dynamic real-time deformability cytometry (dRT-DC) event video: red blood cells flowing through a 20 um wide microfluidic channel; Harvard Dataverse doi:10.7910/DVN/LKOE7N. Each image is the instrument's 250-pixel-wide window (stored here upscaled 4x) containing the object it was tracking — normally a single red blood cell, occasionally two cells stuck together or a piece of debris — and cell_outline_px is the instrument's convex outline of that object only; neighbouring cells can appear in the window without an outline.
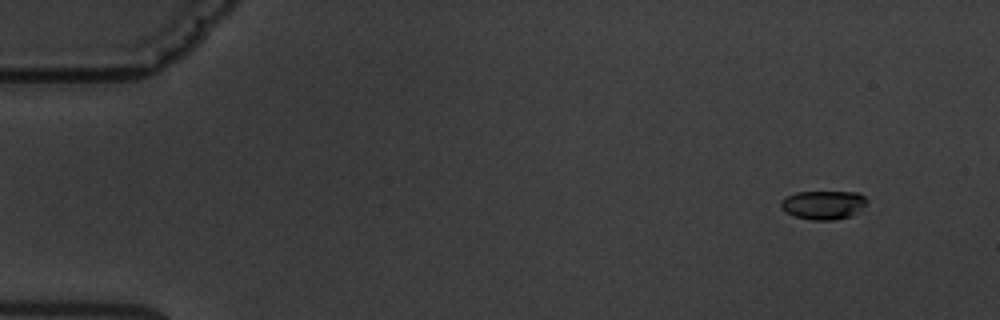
{"species": "common noctule bat (a hibernating species)", "species_latin": "Nyctalus noctula", "temperature_condition": "warm", "stored_images_in_passage": 10, "camera_frame_rate_fps": 3000, "um_per_image_px": 0.085, "animal": {"sex": "male", "body_mass_g": 19.5, "forearm_length_mm": 54.6}, "frame": {"image": 1, "passage_image": 2, "time_ms": 1.0, "image_size_px": [1000, 320], "cell_outline_px": [[868, 204], [852, 216], [832, 220], [812, 220], [796, 216], [784, 212], [780, 208], [780, 200], [784, 196], [796, 192], [856, 192], [864, 196], [868, 200]], "centroid_in_image_um": [69.97, 17.41], "position_along_channel_um": 15.0, "area_um2": 14.68}}
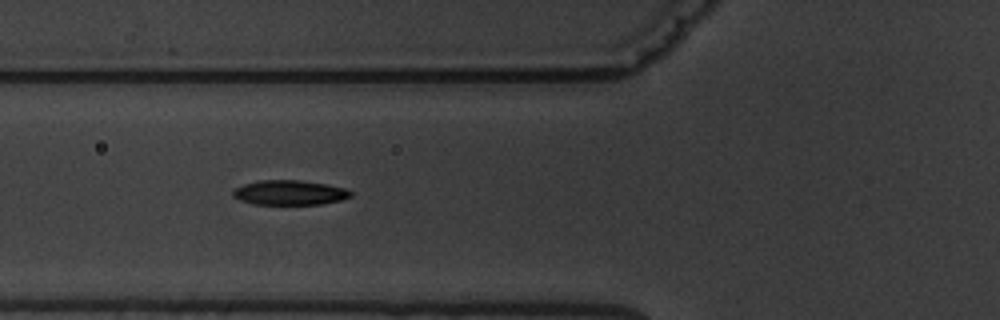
{"frame": {"image": 2, "passage_image": 7, "time_ms": 6.667, "image_size_px": [1000, 320], "cell_outline_px": [[352, 196], [340, 200], [320, 204], [252, 204], [240, 200], [232, 196], [232, 188], [244, 184], [260, 180], [300, 180], [328, 184], [344, 188], [352, 192]], "centroid_in_image_um": [24.58, 16.36], "position_along_channel_um": 101.2, "area_um2": 17.05}}
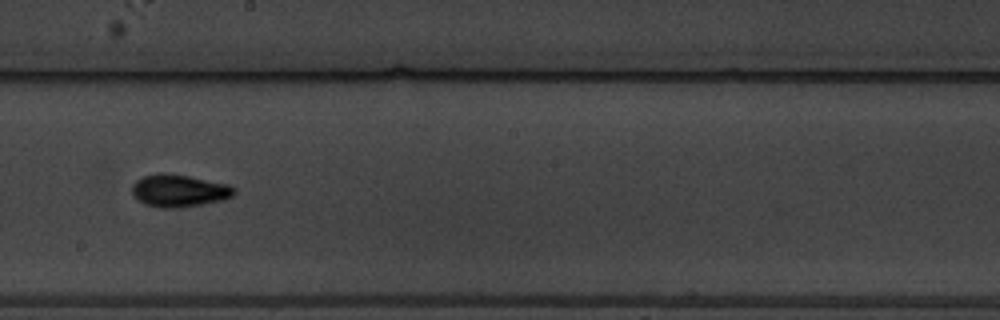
{"frame": {"image": 3, "passage_image": 10, "time_ms": 10.333, "image_size_px": [1000, 320], "cell_outline_px": [[236, 192], [232, 196], [220, 200], [180, 208], [160, 208], [144, 204], [132, 196], [132, 184], [136, 180], [144, 176], [160, 172], [164, 172], [188, 176], [228, 184], [236, 188]], "centroid_in_image_um": [15.18, 16.2], "position_along_channel_um": 233.0, "area_um2": 19.36}}